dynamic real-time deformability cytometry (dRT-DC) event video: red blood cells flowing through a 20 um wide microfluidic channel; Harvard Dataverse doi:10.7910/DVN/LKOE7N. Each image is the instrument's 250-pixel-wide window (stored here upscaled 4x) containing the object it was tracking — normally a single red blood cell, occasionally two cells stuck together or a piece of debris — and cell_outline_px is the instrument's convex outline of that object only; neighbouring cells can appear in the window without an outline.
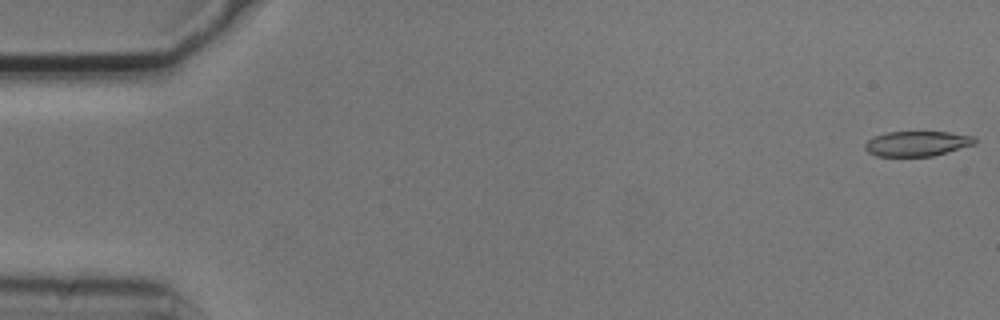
{"species": "common noctule bat (a hibernating species)", "species_latin": "Nyctalus noctula", "temperature_condition": "cold", "stored_images_in_passage": 13, "camera_frame_rate_fps": 3000, "um_per_image_px": 0.085, "animal": {"sex": "male", "body_mass_g": 20.5, "forearm_length_mm": 52.5}, "frame": {"image": 1, "passage_image": 1, "time_ms": 0.0, "image_size_px": [1000, 320], "cell_outline_px": [[976, 144], [932, 156], [876, 156], [868, 152], [864, 148], [864, 144], [872, 136], [888, 132], [948, 132], [976, 136]], "centroid_in_image_um": [77.94, 12.2], "position_along_channel_um": 7.1, "area_um2": 16.13}}
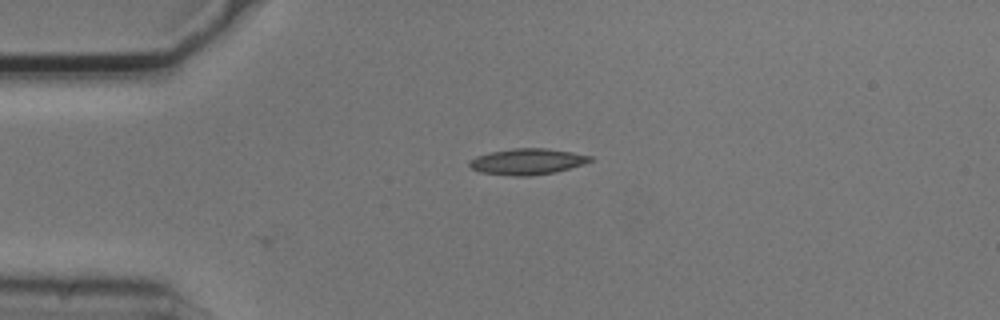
{"frame": {"image": 2, "passage_image": 13, "time_ms": 4.0, "image_size_px": [1000, 320], "cell_outline_px": [[592, 160], [556, 172], [532, 176], [512, 176], [480, 172], [472, 168], [468, 164], [468, 160], [476, 156], [488, 152], [512, 148], [544, 148], [572, 152], [592, 156]], "centroid_in_image_um": [44.75, 13.73], "position_along_channel_um": 40.2, "area_um2": 18.32}}